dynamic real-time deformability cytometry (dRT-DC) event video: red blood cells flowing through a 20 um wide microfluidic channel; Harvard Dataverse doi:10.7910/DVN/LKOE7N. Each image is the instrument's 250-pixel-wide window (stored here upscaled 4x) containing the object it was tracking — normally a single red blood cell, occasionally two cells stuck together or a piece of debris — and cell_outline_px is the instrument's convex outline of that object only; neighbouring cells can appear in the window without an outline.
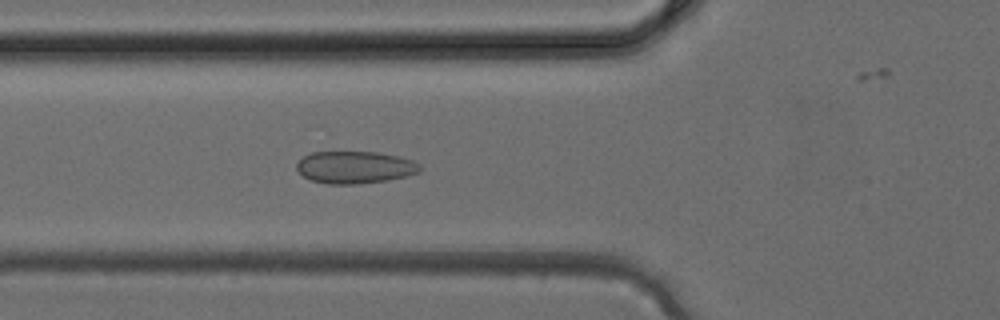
{"species": "common noctule bat (a hibernating species)", "species_latin": "Nyctalus noctula", "temperature_condition": "cold", "stored_images_in_passage": 38, "camera_frame_rate_fps": 3000, "um_per_image_px": 0.085, "animal": {"sex": "female", "body_mass_g": 24.6, "forearm_length_mm": 56.2}, "frame": {"image": 1, "passage_image": 13, "time_ms": 4.0, "image_size_px": [1000, 320], "cell_outline_px": [[420, 172], [408, 176], [388, 180], [356, 184], [328, 184], [312, 180], [304, 176], [296, 168], [296, 164], [304, 156], [312, 152], [376, 152], [400, 156], [412, 160], [420, 164]], "centroid_in_image_um": [30.2, 14.22], "position_along_channel_um": 95.6, "area_um2": 23.18}}
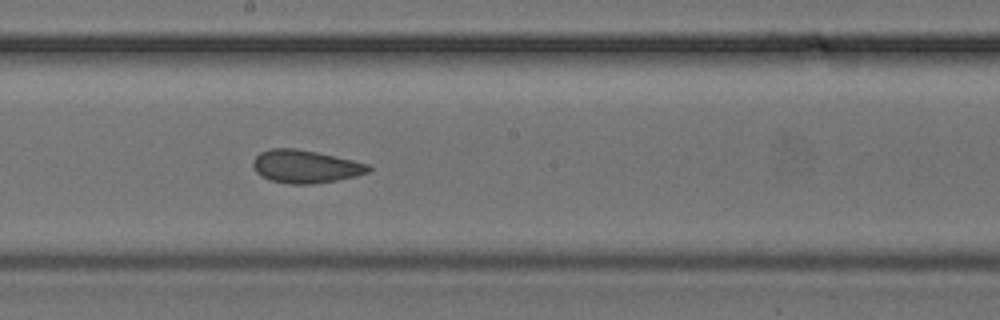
{"frame": {"image": 2, "passage_image": 20, "time_ms": 6.333, "image_size_px": [1000, 320], "cell_outline_px": [[372, 168], [368, 172], [356, 176], [336, 180], [312, 184], [288, 184], [268, 180], [260, 176], [256, 172], [252, 164], [252, 160], [260, 152], [272, 148], [296, 148], [316, 152], [352, 160], [368, 164]], "centroid_in_image_um": [25.91, 14.16], "position_along_channel_um": 222.3, "area_um2": 22.2}}
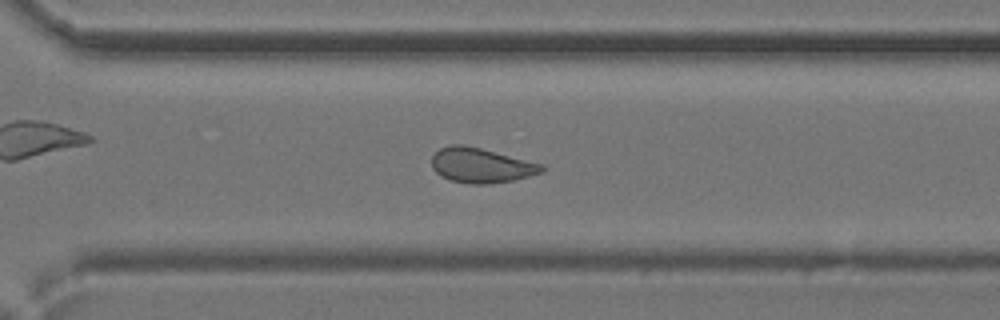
{"frame": {"image": 3, "passage_image": 26, "time_ms": 8.333, "image_size_px": [1000, 320], "cell_outline_px": [[544, 172], [512, 180], [488, 184], [468, 184], [448, 180], [440, 176], [432, 168], [432, 156], [440, 148], [452, 144], [464, 144], [544, 164]], "centroid_in_image_um": [40.87, 14.06], "position_along_channel_um": 329.7, "area_um2": 22.43}}